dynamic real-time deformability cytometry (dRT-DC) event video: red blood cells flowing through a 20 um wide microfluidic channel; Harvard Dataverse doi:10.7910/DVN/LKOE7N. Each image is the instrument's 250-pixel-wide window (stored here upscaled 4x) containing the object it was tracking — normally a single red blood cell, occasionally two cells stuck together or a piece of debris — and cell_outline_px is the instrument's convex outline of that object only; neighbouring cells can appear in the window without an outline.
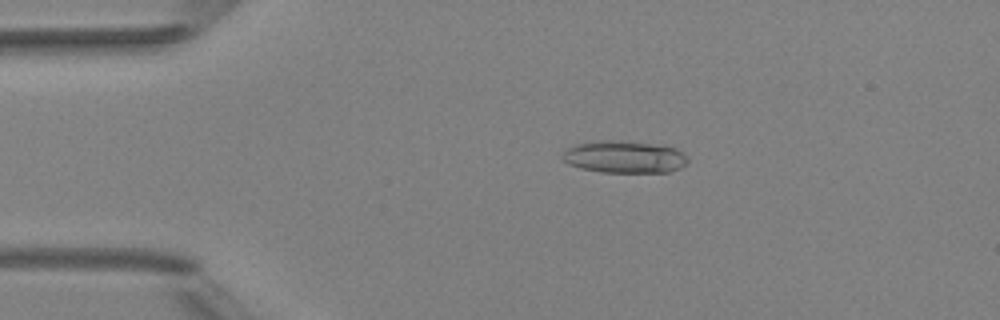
{"species": "Egyptian fruit bat (a non-hibernating species)", "species_latin": "Rousettus aegyptiacus", "temperature_condition": "room temperature", "stored_images_in_passage": 4, "camera_frame_rate_fps": 3000, "um_per_image_px": 0.085, "animal": {"sex": "female"}, "frame": {"image": 1, "passage_image": 3, "time_ms": 3.0, "image_size_px": [1000, 320], "cell_outline_px": [[688, 160], [680, 168], [668, 172], [600, 172], [580, 168], [568, 164], [560, 156], [572, 144], [600, 140], [620, 140], [652, 144], [676, 148]], "centroid_in_image_um": [53.0, 13.33], "position_along_channel_um": 32.0, "area_um2": 23.47}}